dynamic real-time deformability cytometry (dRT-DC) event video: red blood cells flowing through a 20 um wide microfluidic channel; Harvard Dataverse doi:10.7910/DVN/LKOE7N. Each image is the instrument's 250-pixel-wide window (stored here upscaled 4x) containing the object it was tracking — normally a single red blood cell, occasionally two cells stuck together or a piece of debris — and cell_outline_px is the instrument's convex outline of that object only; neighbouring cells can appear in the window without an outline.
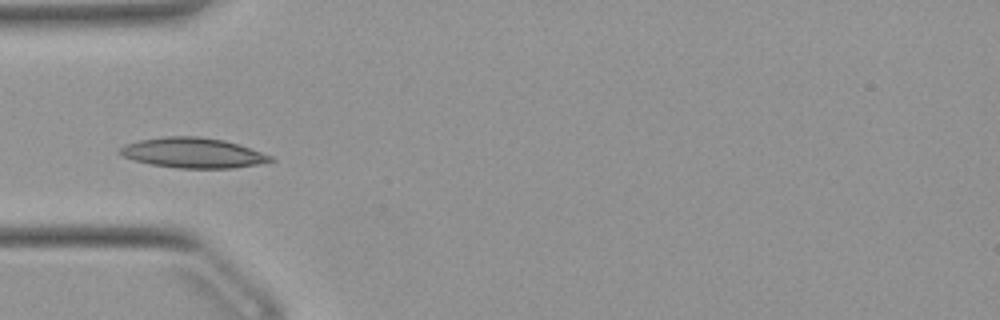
{"species": "Egyptian fruit bat (a non-hibernating species)", "species_latin": "Rousettus aegyptiacus", "temperature_condition": "warm", "stored_images_in_passage": 37, "camera_frame_rate_fps": 3000, "um_per_image_px": 0.085, "animal": {"sex": "female"}, "frame": {"image": 1, "passage_image": 1, "time_ms": 0.0, "image_size_px": [1000, 320], "cell_outline_px": [[276, 160], [256, 164], [232, 168], [176, 168], [152, 164], [136, 160], [124, 156], [116, 152], [124, 144], [140, 140], [164, 136], [200, 136], [224, 140], [272, 156]], "centroid_in_image_um": [16.36, 12.98], "position_along_channel_um": 68.6, "area_um2": 26.18}}
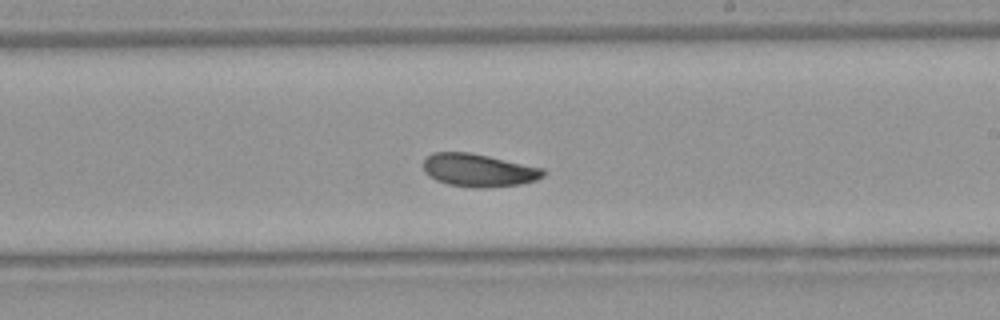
{"frame": {"image": 2, "passage_image": 15, "time_ms": 4.667, "image_size_px": [1000, 320], "cell_outline_px": [[544, 176], [536, 180], [520, 184], [484, 188], [472, 188], [448, 184], [436, 180], [428, 176], [424, 172], [424, 160], [432, 152], [468, 152], [488, 156], [544, 168]], "centroid_in_image_um": [40.66, 14.47], "position_along_channel_um": 248.3, "area_um2": 23.0}}
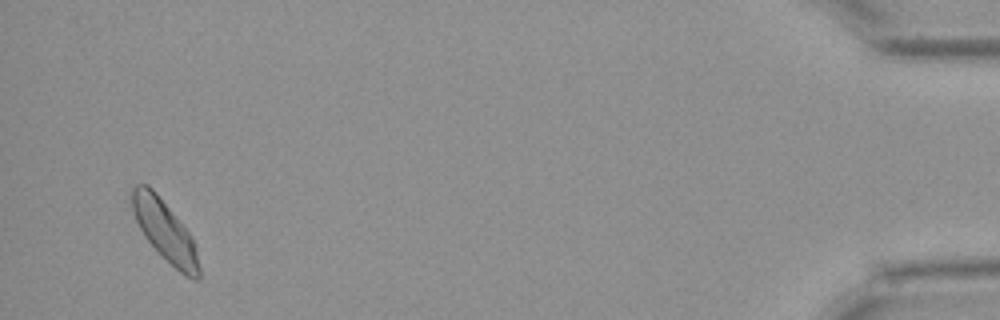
{"frame": {"image": 3, "passage_image": 35, "time_ms": 11.333, "image_size_px": [1000, 320], "cell_outline_px": [[200, 280], [192, 280], [180, 272], [144, 236], [132, 212], [132, 188], [136, 184], [148, 184], [156, 192], [192, 236], [200, 268]], "centroid_in_image_um": [14.02, 19.61], "position_along_channel_um": 421.2, "area_um2": 23.18}, "authors_computed_cell_mechanics": {"area_um2": 23.1778, "velocity_mm_per_s": 3.8622, "shape_relaxation_time_tau1_ms": 3.3885, "shape_relaxation_time_tau2_ms": 5.7093, "deformation_change_tau1": 0.1068, "deformation_change_tau2": 0.0958}}